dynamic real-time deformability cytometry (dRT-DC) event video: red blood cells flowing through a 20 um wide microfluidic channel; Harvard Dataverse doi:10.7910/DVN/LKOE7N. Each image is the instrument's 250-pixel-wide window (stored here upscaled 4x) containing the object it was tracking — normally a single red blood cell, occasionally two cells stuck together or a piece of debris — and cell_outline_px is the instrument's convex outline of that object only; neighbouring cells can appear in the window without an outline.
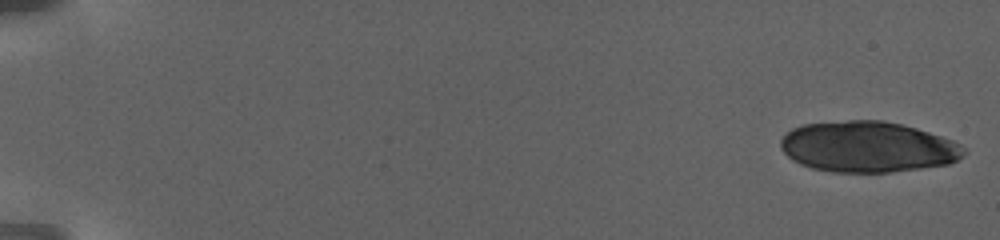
{"species": "human", "species_latin": "Homo sapiens", "temperature_condition": "warm", "stored_images_in_passage": 21, "camera_frame_rate_fps": 3000, "um_per_image_px": 0.085, "donor": {"sex": "female"}, "frame": {"image": 1, "passage_image": 1, "time_ms": 0.0, "image_size_px": [1000, 240], "cell_outline_px": [[968, 152], [964, 156], [948, 164], [892, 172], [832, 172], [812, 168], [800, 164], [792, 160], [780, 148], [780, 140], [792, 128], [804, 124], [848, 120], [880, 120], [900, 124], [916, 128], [952, 140], [960, 144]], "centroid_in_image_um": [73.75, 12.49], "position_along_channel_um": 11.2, "area_um2": 54.27}}
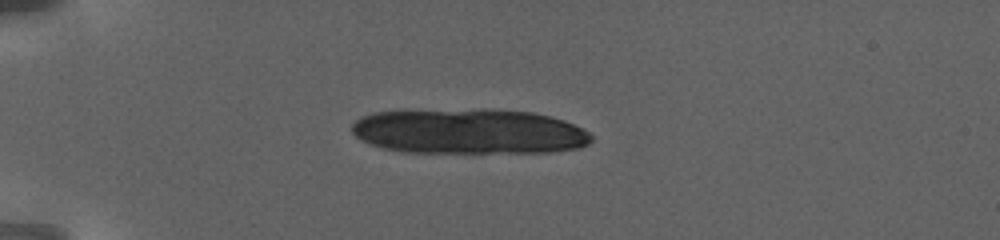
{"frame": {"image": 2, "passage_image": 15, "time_ms": 6.333, "image_size_px": [1000, 240], "cell_outline_px": [[592, 140], [588, 144], [580, 148], [548, 152], [404, 152], [384, 148], [372, 144], [356, 136], [352, 132], [352, 124], [360, 116], [372, 112], [484, 108], [488, 108], [532, 112], [564, 120], [584, 128], [592, 136]], "centroid_in_image_um": [39.89, 11.16], "position_along_channel_um": 45.1, "area_um2": 63.46}}